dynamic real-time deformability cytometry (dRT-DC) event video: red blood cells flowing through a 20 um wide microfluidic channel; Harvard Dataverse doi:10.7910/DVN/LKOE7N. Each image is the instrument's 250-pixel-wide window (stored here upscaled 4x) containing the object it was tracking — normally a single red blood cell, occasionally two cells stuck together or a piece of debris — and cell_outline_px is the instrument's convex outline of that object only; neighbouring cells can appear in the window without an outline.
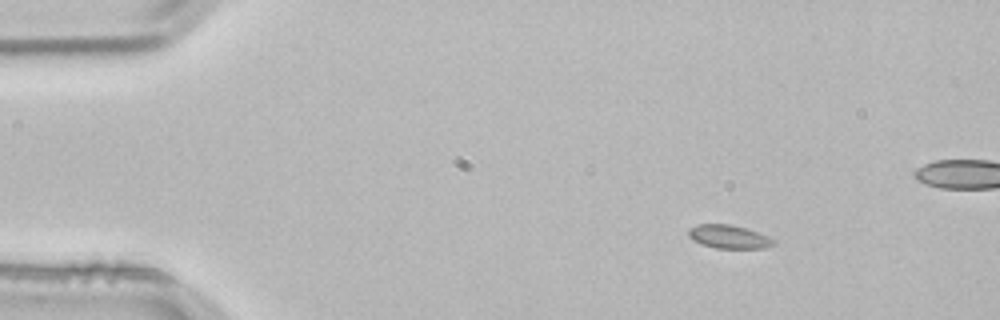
{"species": "common noctule bat (a hibernating species)", "species_latin": "Nyctalus noctula", "temperature_condition": "room temperature", "stored_images_in_passage": 4, "camera_frame_rate_fps": 3000, "um_per_image_px": 0.085, "animal": {"sex": "male", "body_mass_g": 21.5, "forearm_length_mm": 52.0}, "frame": {"image": 1, "passage_image": 1, "time_ms": 0.0, "image_size_px": [1000, 320], "cell_outline_px": [[776, 244], [764, 248], [716, 248], [692, 240], [688, 236], [688, 228], [700, 224], [728, 224], [744, 228], [756, 232], [772, 240]], "centroid_in_image_um": [61.89, 20.12], "position_along_channel_um": 23.1, "area_um2": 11.27}}